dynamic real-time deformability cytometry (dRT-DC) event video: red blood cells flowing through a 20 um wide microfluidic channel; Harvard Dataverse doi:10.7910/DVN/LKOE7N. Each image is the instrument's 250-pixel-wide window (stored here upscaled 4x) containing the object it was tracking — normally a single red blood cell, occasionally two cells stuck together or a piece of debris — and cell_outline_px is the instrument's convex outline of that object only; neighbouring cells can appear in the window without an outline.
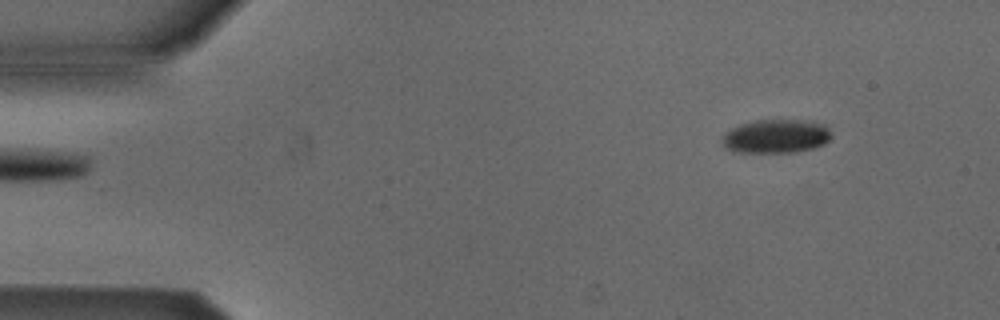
{"species": "Egyptian fruit bat (a non-hibernating species)", "species_latin": "Rousettus aegyptiacus", "temperature_condition": "cold", "stored_images_in_passage": 5, "segment_of_instrument_passage": [2, 2], "camera_frame_rate_fps": 3000, "um_per_image_px": 0.085, "animal": {"sex": "male"}, "frame": {"image": 1, "passage_image": 5, "time_ms": 1.333, "image_size_px": [1000, 320], "cell_outline_px": [[832, 136], [824, 144], [812, 148], [796, 152], [732, 152], [724, 148], [720, 144], [720, 140], [724, 132], [740, 124], [756, 120], [812, 120], [824, 124], [828, 128]], "centroid_in_image_um": [65.91, 11.58], "position_along_channel_um": 19.1, "area_um2": 21.85}}